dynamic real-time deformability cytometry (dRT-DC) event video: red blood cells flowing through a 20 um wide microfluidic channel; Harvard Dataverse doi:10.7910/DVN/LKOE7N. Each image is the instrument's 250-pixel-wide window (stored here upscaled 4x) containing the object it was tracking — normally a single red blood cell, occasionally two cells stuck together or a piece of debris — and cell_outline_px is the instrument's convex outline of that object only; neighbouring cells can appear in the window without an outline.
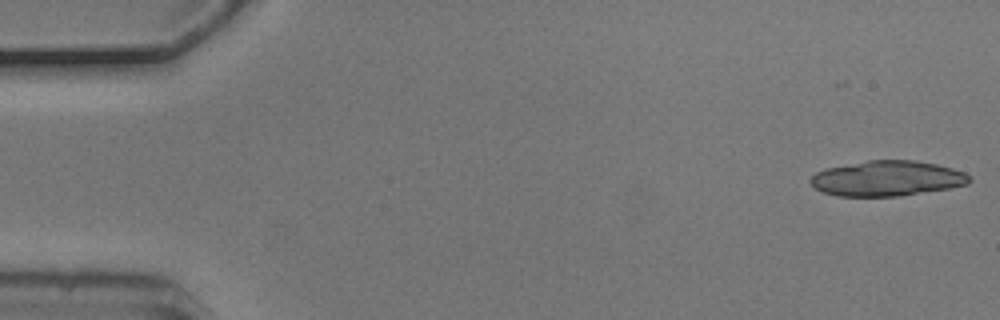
{"species": "common noctule bat (a hibernating species)", "species_latin": "Nyctalus noctula", "temperature_condition": "cold", "stored_images_in_passage": 6, "camera_frame_rate_fps": 3000, "um_per_image_px": 0.085, "animal": {"sex": "male", "body_mass_g": 20.5, "forearm_length_mm": 52.5}, "frame": {"image": 1, "passage_image": 1, "time_ms": 0.0, "image_size_px": [1000, 320], "cell_outline_px": [[972, 180], [968, 184], [952, 188], [900, 196], [836, 196], [824, 192], [816, 188], [808, 180], [816, 172], [828, 168], [868, 160], [912, 160], [936, 164], [952, 168], [964, 172], [972, 176]], "centroid_in_image_um": [75.45, 15.17], "position_along_channel_um": 9.6, "area_um2": 32.71}}
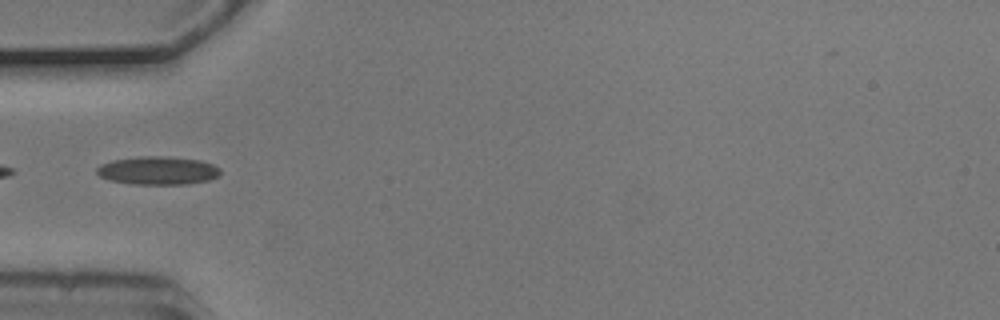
{"frame": {"image": 2, "passage_image": 5, "time_ms": 1.333, "image_size_px": [1000, 320], "cell_outline_px": [[220, 176], [208, 180], [188, 184], [136, 184], [108, 180], [100, 176], [96, 172], [96, 168], [100, 164], [112, 160], [136, 156], [168, 156], [200, 160], [212, 164], [220, 168]], "centroid_in_image_um": [13.41, 14.49], "position_along_channel_um": 71.6, "area_um2": 20.52}}